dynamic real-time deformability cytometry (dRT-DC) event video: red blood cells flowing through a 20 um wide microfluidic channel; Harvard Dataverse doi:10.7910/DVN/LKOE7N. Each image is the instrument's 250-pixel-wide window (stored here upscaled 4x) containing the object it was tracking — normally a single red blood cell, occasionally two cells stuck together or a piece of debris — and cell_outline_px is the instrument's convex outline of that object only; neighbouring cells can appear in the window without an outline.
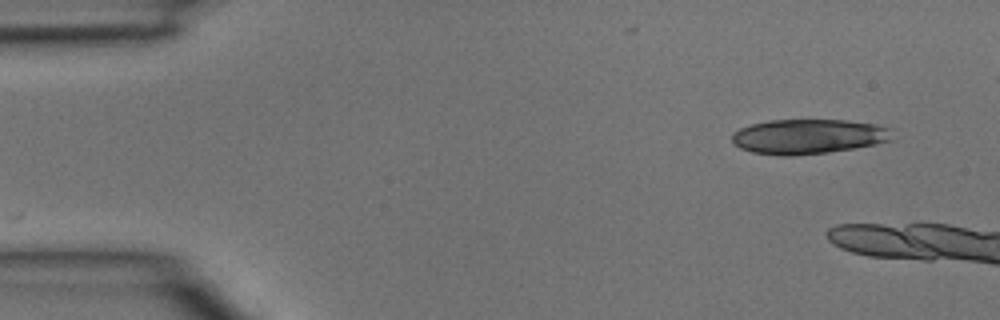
{"species": "common noctule bat (a hibernating species)", "species_latin": "Nyctalus noctula", "temperature_condition": "room temperature", "stored_images_in_passage": 3, "camera_frame_rate_fps": 3000, "um_per_image_px": 0.085, "animal": {"sex": "male", "body_mass_g": 15.6}, "frame": {"image": 1, "passage_image": 1, "time_ms": 0.0, "image_size_px": [1000, 320], "cell_outline_px": [[896, 140], [876, 144], [828, 152], [792, 156], [780, 156], [752, 152], [740, 148], [732, 144], [732, 132], [740, 128], [752, 124], [768, 120], [848, 120], [876, 124], [892, 128]], "centroid_in_image_um": [68.75, 11.6], "position_along_channel_um": 16.2, "area_um2": 33.0}}